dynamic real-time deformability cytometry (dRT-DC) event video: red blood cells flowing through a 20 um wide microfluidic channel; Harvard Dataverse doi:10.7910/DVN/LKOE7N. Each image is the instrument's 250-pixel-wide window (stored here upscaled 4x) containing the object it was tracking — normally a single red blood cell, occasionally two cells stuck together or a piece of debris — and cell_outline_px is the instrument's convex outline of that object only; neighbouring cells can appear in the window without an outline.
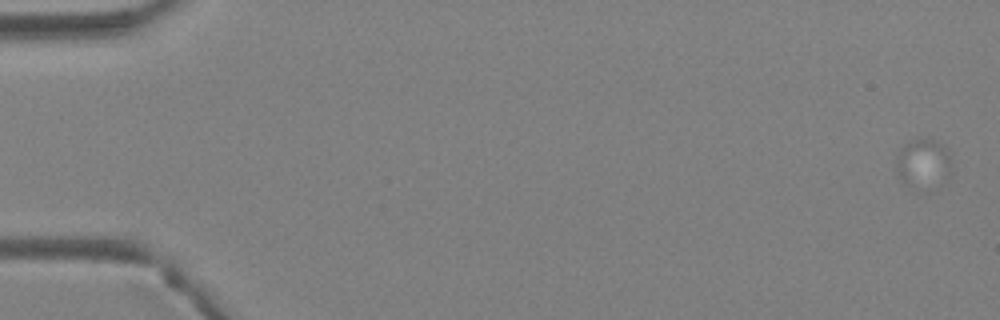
{"species": "Egyptian fruit bat (a non-hibernating species)", "species_latin": "Rousettus aegyptiacus", "temperature_condition": "warm", "stored_images_in_passage": 3, "camera_frame_rate_fps": 3000, "um_per_image_px": 0.085, "animal": {"sex": "female"}, "frame": {"image": 1, "passage_image": 1, "time_ms": 0.0, "image_size_px": [1000, 320], "cell_outline_px": [[952, 172], [948, 176], [908, 184], [904, 184], [900, 180], [896, 164], [900, 148], [912, 140], [920, 136], [944, 144], [948, 148]], "centroid_in_image_um": [78.46, 13.69], "position_along_channel_um": 6.5, "area_um2": 14.51}}